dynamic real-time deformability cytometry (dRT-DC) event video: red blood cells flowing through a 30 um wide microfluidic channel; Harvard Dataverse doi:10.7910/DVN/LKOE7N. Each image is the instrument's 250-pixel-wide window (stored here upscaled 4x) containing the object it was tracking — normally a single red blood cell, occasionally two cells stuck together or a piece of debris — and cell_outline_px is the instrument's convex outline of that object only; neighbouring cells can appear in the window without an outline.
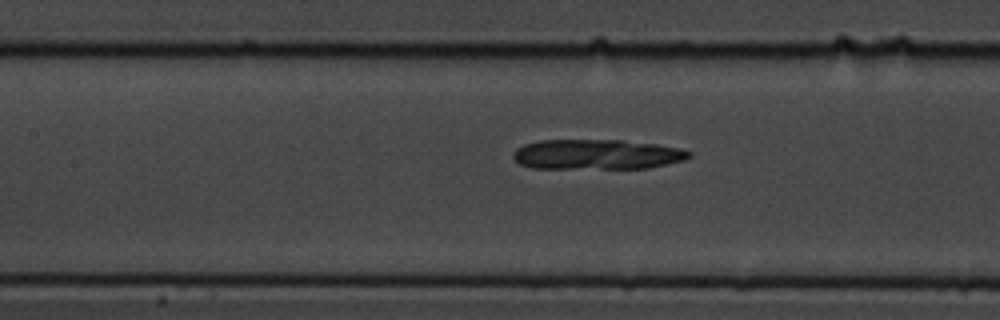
{"species": "common noctule bat (a hibernating species)", "species_latin": "Nyctalus noctula", "temperature_condition": "cold", "stored_images_in_passage": 40, "camera_frame_rate_fps": 3000, "um_per_image_px": 0.085, "animal": {"sex": "male", "body_mass_g": 19.5, "forearm_length_mm": 54.6}, "frame": {"image": 1, "passage_image": 16, "time_ms": 5.0, "image_size_px": [1000, 320], "cell_outline_px": [[692, 156], [684, 160], [648, 168], [532, 168], [520, 164], [512, 156], [512, 152], [516, 148], [524, 144], [540, 140], [624, 140], [656, 144], [680, 148], [692, 152]], "centroid_in_image_um": [50.73, 13.12], "position_along_channel_um": 156.7, "area_um2": 30.92}}
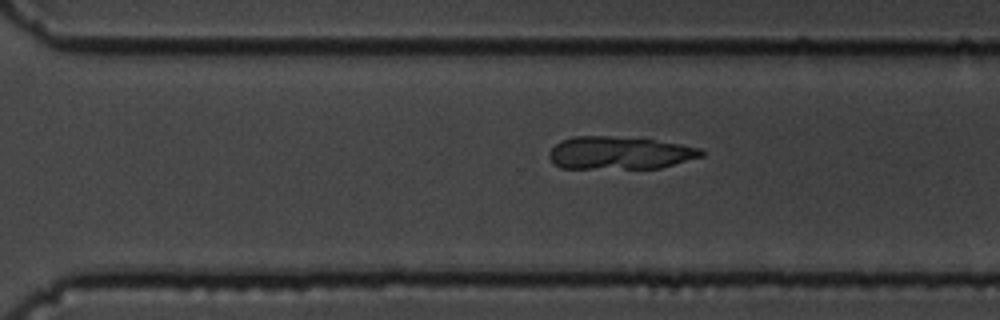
{"frame": {"image": 2, "passage_image": 30, "time_ms": 9.667, "image_size_px": [1000, 320], "cell_outline_px": [[704, 156], [660, 168], [560, 168], [552, 164], [548, 156], [548, 152], [560, 140], [572, 136], [612, 136], [652, 140], [680, 144], [700, 148], [704, 152]], "centroid_in_image_um": [52.62, 13.0], "position_along_channel_um": 318.0, "area_um2": 29.13}}
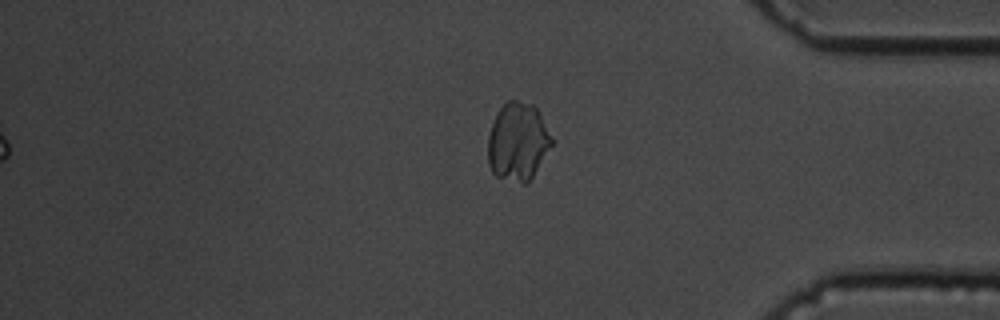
{"frame": {"image": 3, "passage_image": 38, "time_ms": 12.333, "image_size_px": [1000, 320], "cell_outline_px": [[552, 144], [532, 176], [524, 184], [496, 176], [492, 172], [488, 164], [488, 136], [492, 124], [500, 108], [508, 100], [516, 100], [532, 104], [536, 108], [552, 140]], "centroid_in_image_um": [43.97, 12.05], "position_along_channel_um": 391.2, "area_um2": 28.38}}